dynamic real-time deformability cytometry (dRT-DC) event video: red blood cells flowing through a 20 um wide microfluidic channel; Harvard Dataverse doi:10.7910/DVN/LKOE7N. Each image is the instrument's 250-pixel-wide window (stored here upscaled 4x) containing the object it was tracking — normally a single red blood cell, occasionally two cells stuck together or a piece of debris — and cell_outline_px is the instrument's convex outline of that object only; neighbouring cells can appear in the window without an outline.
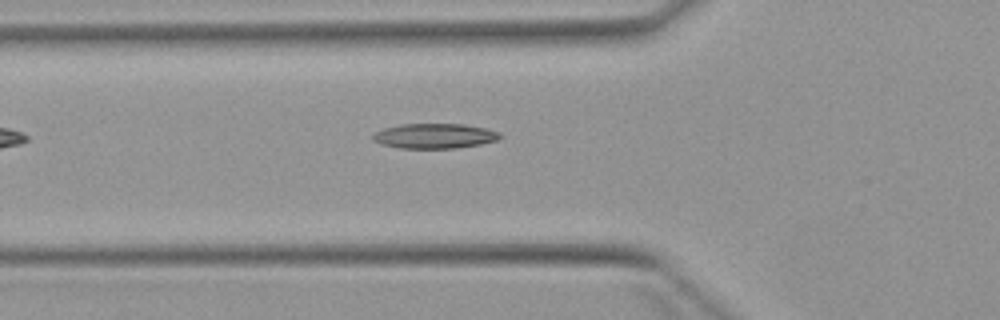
{"species": "Egyptian fruit bat (a non-hibernating species)", "species_latin": "Rousettus aegyptiacus", "temperature_condition": "warm", "stored_images_in_passage": 4, "camera_frame_rate_fps": 3000, "um_per_image_px": 0.085, "animal": {"sex": "female"}, "frame": {"image": 1, "passage_image": 4, "time_ms": 4.667, "image_size_px": [1000, 320], "cell_outline_px": [[504, 136], [496, 140], [480, 144], [456, 148], [400, 148], [380, 144], [372, 140], [372, 132], [384, 128], [400, 124], [464, 124], [484, 128], [500, 132]], "centroid_in_image_um": [36.9, 11.55], "position_along_channel_um": 88.9, "area_um2": 18.61}}